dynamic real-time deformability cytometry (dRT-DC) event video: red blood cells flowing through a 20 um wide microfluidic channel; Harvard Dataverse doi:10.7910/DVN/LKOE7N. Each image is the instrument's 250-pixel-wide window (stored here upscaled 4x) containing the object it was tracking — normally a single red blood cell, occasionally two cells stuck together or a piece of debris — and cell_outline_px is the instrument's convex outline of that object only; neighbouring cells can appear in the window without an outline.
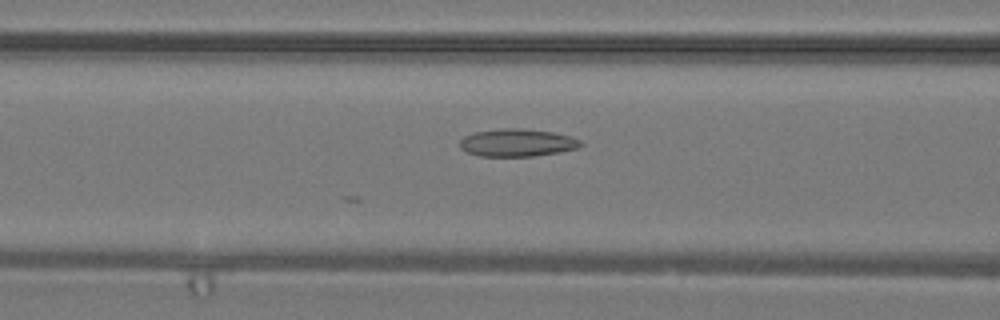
{"species": "common noctule bat (a hibernating species)", "species_latin": "Nyctalus noctula", "temperature_condition": "warm", "stored_images_in_passage": 29, "camera_frame_rate_fps": 3000, "um_per_image_px": 0.085, "animal": {"sex": "male", "body_mass_g": 19.2, "forearm_length_mm": 51.8}, "frame": {"image": 1, "passage_image": 5, "time_ms": 1.333, "image_size_px": [1000, 320], "cell_outline_px": [[584, 144], [576, 148], [560, 152], [532, 156], [480, 156], [464, 152], [460, 148], [460, 140], [464, 136], [476, 132], [504, 128], [520, 128], [552, 132], [572, 136], [580, 140]], "centroid_in_image_um": [43.95, 12.13], "position_along_channel_um": 122.6, "area_um2": 19.48}}
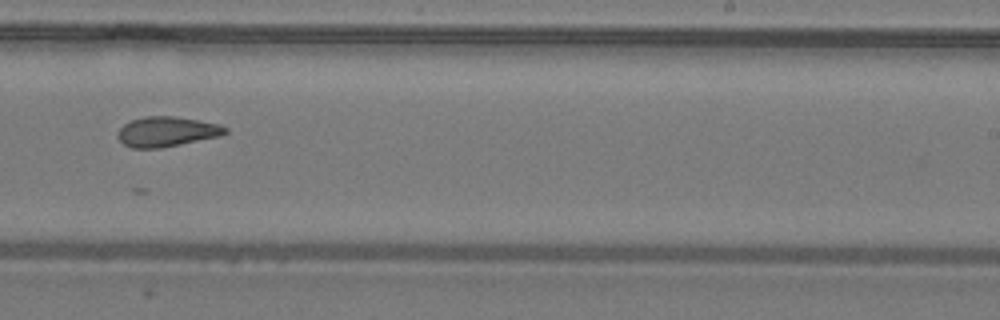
{"frame": {"image": 2, "passage_image": 14, "time_ms": 4.333, "image_size_px": [1000, 320], "cell_outline_px": [[228, 132], [220, 136], [160, 148], [132, 148], [124, 144], [116, 136], [120, 128], [124, 124], [132, 120], [144, 116], [172, 116], [220, 124], [228, 128]], "centroid_in_image_um": [14.17, 11.19], "position_along_channel_um": 274.8, "area_um2": 18.67}}
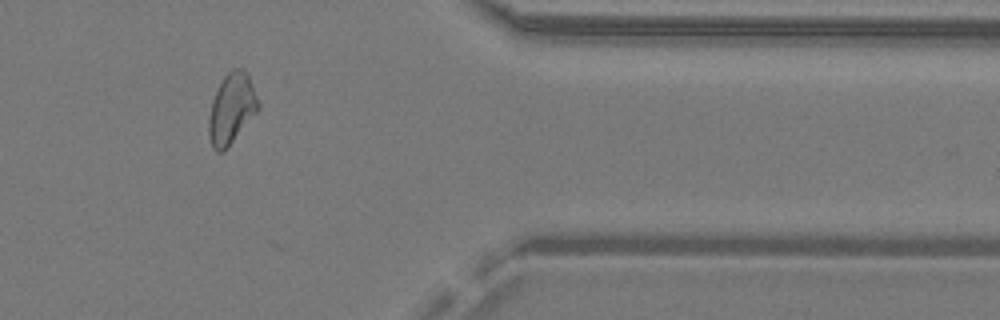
{"frame": {"image": 3, "passage_image": 22, "time_ms": 7.0, "image_size_px": [1000, 320], "cell_outline_px": [[260, 108], [224, 152], [216, 152], [212, 148], [208, 136], [208, 120], [212, 100], [224, 76], [232, 68], [244, 68], [248, 76], [260, 104]], "centroid_in_image_um": [19.67, 9.26], "position_along_channel_um": 391.7, "area_um2": 20.29}}